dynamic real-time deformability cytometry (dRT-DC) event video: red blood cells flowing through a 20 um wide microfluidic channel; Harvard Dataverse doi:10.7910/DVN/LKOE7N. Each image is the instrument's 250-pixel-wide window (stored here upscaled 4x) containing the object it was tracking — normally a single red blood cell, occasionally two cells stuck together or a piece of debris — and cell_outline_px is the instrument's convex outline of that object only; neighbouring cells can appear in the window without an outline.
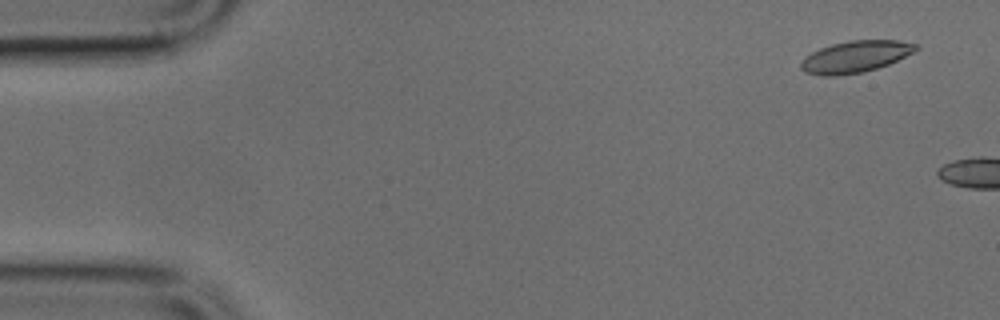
{"species": "common noctule bat (a hibernating species)", "species_latin": "Nyctalus noctula", "temperature_condition": "cold", "stored_images_in_passage": 3, "camera_frame_rate_fps": 3000, "um_per_image_px": 0.085, "animal": {"sex": "male", "body_mass_g": 17.9, "forearm_length_mm": 54.2}, "frame": {"image": 1, "passage_image": 1, "time_ms": 0.0, "image_size_px": [1000, 320], "cell_outline_px": [[920, 48], [888, 64], [864, 72], [832, 76], [824, 76], [804, 72], [800, 68], [800, 64], [812, 52], [820, 48], [832, 44], [848, 40], [900, 40], [916, 44]], "centroid_in_image_um": [72.7, 4.81], "position_along_channel_um": 12.3, "area_um2": 20.98}}